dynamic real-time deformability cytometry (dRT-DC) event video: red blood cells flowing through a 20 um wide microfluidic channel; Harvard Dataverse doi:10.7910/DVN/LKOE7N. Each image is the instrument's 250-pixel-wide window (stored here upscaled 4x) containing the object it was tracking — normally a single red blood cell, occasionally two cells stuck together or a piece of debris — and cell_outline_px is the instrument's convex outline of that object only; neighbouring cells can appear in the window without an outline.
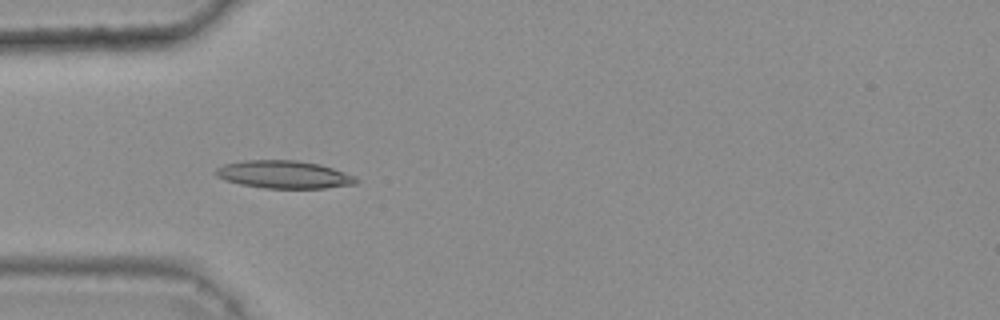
{"species": "common noctule bat (a hibernating species)", "species_latin": "Nyctalus noctula", "temperature_condition": "warm", "stored_images_in_passage": 40, "camera_frame_rate_fps": 3000, "um_per_image_px": 0.085, "animal": {"sex": "female", "body_mass_g": 25.1}, "frame": {"image": 1, "passage_image": 15, "time_ms": 4.667, "image_size_px": [1000, 320], "cell_outline_px": [[360, 180], [356, 184], [324, 188], [264, 188], [240, 184], [224, 180], [216, 176], [212, 172], [216, 168], [224, 164], [244, 160], [296, 160], [320, 164], [356, 176]], "centroid_in_image_um": [24.12, 14.83], "position_along_channel_um": 60.9, "area_um2": 22.89}}
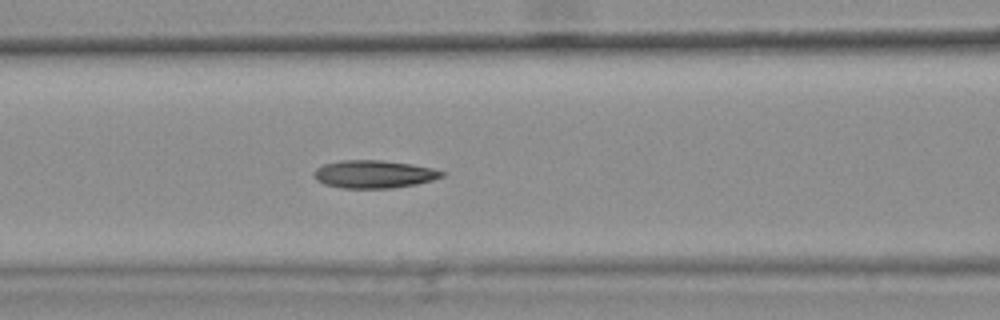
{"frame": {"image": 2, "passage_image": 21, "time_ms": 6.667, "image_size_px": [1000, 320], "cell_outline_px": [[444, 176], [432, 180], [416, 184], [392, 188], [340, 188], [324, 184], [316, 180], [312, 176], [316, 168], [324, 164], [340, 160], [380, 160], [412, 164], [432, 168], [444, 172]], "centroid_in_image_um": [31.75, 14.8], "position_along_channel_um": 134.9, "area_um2": 20.81}}
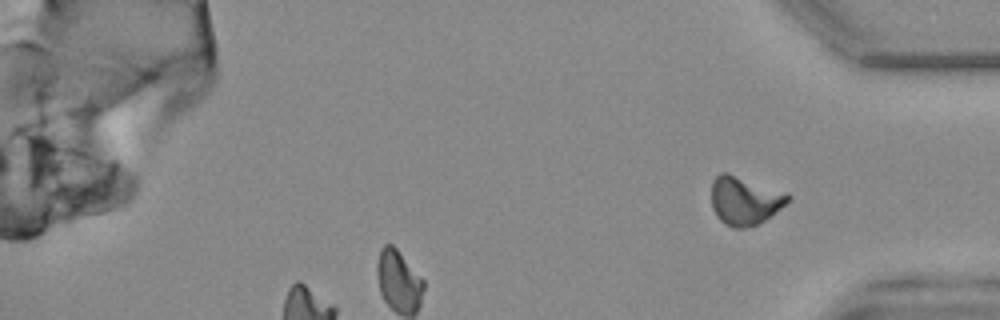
{"frame": {"image": 3, "passage_image": 40, "time_ms": 13.0, "image_size_px": [1000, 320], "cell_outline_px": [[792, 196], [780, 208], [760, 224], [744, 228], [732, 228], [724, 224], [716, 216], [712, 208], [712, 180], [720, 172], [728, 172], [788, 192]], "centroid_in_image_um": [63.29, 17.04], "position_along_channel_um": 371.9, "area_um2": 21.91}, "authors_computed_cell_mechanics": {"area_um2": 20.7791, "velocity_mm_per_s": 3.7896, "shape_relaxation_time_tau1_ms": 10.5597, "shape_relaxation_time_tau2_ms": 1.5349, "deformation_change_tau1": 0.233, "deformation_change_tau2": 0.0795}}